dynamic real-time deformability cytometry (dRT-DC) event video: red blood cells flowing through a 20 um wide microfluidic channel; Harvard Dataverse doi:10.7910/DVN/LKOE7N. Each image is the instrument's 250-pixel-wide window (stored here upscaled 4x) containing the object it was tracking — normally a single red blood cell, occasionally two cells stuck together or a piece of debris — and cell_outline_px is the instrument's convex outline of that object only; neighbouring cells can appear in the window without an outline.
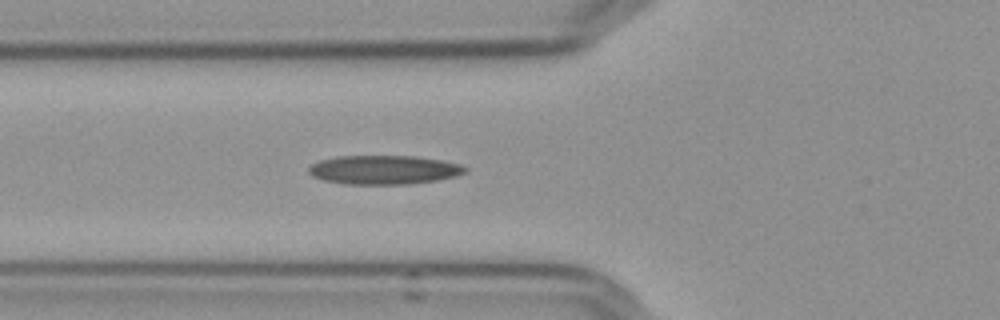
{"species": "Egyptian fruit bat (a non-hibernating species)", "species_latin": "Rousettus aegyptiacus", "temperature_condition": "cold", "stored_images_in_passage": 40, "camera_frame_rate_fps": 3000, "um_per_image_px": 0.085, "frame": {"image": 1, "passage_image": 7, "time_ms": 2.0, "image_size_px": [1000, 320], "cell_outline_px": [[468, 172], [456, 176], [436, 180], [408, 184], [344, 184], [324, 180], [312, 176], [308, 172], [308, 168], [312, 164], [320, 160], [340, 156], [416, 156], [440, 160], [460, 164], [468, 168]], "centroid_in_image_um": [32.64, 14.43], "position_along_channel_um": 93.2, "area_um2": 26.41}}
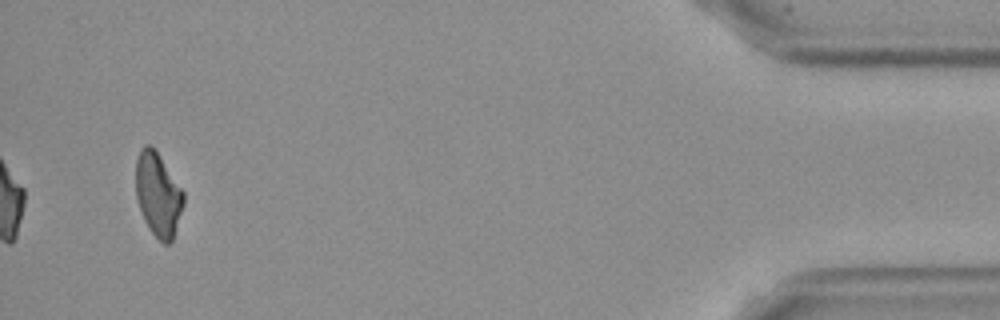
{"frame": {"image": 2, "passage_image": 40, "time_ms": 13.0, "image_size_px": [1000, 320], "cell_outline_px": [[184, 204], [172, 240], [168, 244], [164, 244], [148, 228], [144, 220], [136, 196], [136, 160], [140, 148], [144, 144], [152, 144], [156, 148], [184, 192]], "centroid_in_image_um": [13.43, 16.47], "position_along_channel_um": 421.8, "area_um2": 23.47}, "authors_computed_cell_mechanics": {"area_um2": 24.9407, "velocity_mm_per_s": 3.6249, "shape_relaxation_time_tau1_ms": null, "shape_relaxation_time_tau2_ms": 4.1258, "deformation_change_tau1": null, "deformation_change_tau2": 0.1361}}